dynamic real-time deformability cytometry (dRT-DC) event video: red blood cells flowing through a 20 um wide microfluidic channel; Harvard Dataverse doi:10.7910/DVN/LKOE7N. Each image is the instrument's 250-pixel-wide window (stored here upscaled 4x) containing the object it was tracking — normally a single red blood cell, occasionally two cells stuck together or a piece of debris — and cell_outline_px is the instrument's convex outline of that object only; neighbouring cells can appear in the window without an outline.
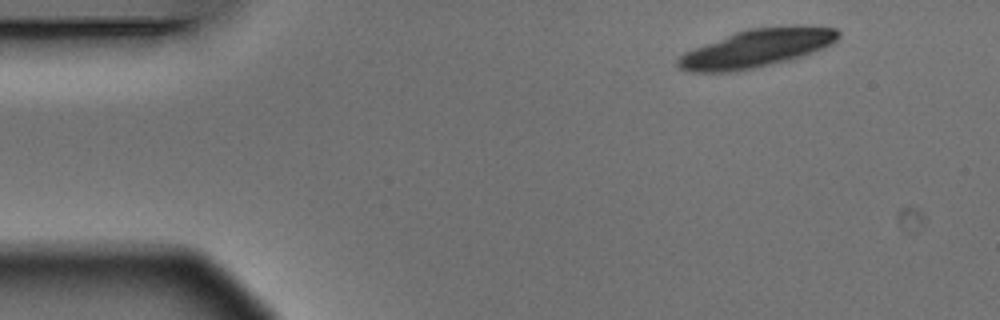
{"species": "Egyptian fruit bat (a non-hibernating species)", "species_latin": "Rousettus aegyptiacus", "temperature_condition": "warm", "stored_images_in_passage": 2, "camera_frame_rate_fps": 3000, "um_per_image_px": 0.085, "animal": {"sex": "male"}, "frame": {"image": 1, "passage_image": 1, "time_ms": 0.0, "image_size_px": [1000, 320], "cell_outline_px": [[840, 36], [832, 44], [824, 48], [792, 60], [752, 68], [728, 72], [692, 72], [680, 68], [676, 64], [676, 60], [684, 52], [736, 32], [752, 28], [792, 24], [800, 24], [836, 28], [840, 32]], "centroid_in_image_um": [64.4, 4.08], "position_along_channel_um": 20.6, "area_um2": 35.78}}